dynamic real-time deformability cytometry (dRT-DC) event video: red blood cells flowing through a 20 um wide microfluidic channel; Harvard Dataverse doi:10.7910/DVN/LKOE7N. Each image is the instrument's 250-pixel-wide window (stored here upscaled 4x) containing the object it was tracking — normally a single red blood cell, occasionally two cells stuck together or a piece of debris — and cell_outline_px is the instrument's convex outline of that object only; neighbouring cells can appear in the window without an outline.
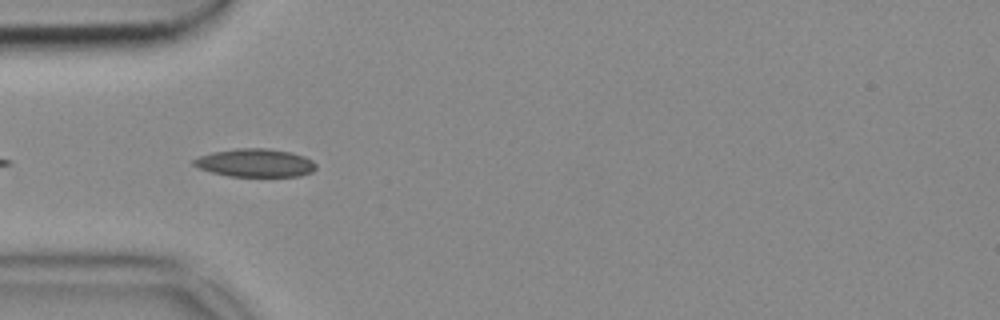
{"species": "common noctule bat (a hibernating species)", "species_latin": "Nyctalus noctula", "temperature_condition": "cold", "stored_images_in_passage": 9, "camera_frame_rate_fps": 3000, "um_per_image_px": 0.085, "animal": {"sex": "female", "body_mass_g": 18.4}, "frame": {"image": 1, "passage_image": 3, "time_ms": 0.667, "image_size_px": [1000, 320], "cell_outline_px": [[316, 168], [312, 172], [300, 176], [228, 176], [212, 172], [200, 168], [192, 164], [192, 160], [200, 156], [212, 152], [236, 148], [268, 148], [292, 152], [304, 156], [312, 160], [316, 164]], "centroid_in_image_um": [21.71, 13.84], "position_along_channel_um": 63.3, "area_um2": 20.11}}